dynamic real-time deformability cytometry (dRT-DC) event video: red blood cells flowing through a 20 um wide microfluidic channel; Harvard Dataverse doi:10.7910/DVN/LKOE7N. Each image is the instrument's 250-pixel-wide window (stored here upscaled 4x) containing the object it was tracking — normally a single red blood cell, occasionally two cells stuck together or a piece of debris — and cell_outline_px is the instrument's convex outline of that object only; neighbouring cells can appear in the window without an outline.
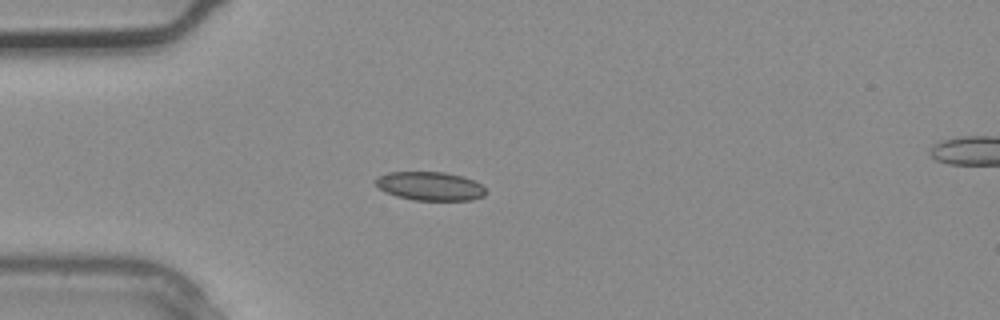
{"species": "common noctule bat (a hibernating species)", "species_latin": "Nyctalus noctula", "temperature_condition": "warm", "stored_images_in_passage": 4, "segment_of_instrument_passage": [1, 2], "camera_frame_rate_fps": 3000, "um_per_image_px": 0.085, "animal": {"sex": "male", "body_mass_g": 20.4}, "frame": {"image": 1, "passage_image": 3, "time_ms": 0.667, "image_size_px": [1000, 320], "cell_outline_px": [[484, 196], [472, 200], [416, 200], [396, 196], [384, 192], [376, 184], [376, 176], [388, 172], [444, 172], [464, 176], [480, 184], [484, 188]], "centroid_in_image_um": [36.53, 15.81], "position_along_channel_um": 48.5, "area_um2": 18.38}}